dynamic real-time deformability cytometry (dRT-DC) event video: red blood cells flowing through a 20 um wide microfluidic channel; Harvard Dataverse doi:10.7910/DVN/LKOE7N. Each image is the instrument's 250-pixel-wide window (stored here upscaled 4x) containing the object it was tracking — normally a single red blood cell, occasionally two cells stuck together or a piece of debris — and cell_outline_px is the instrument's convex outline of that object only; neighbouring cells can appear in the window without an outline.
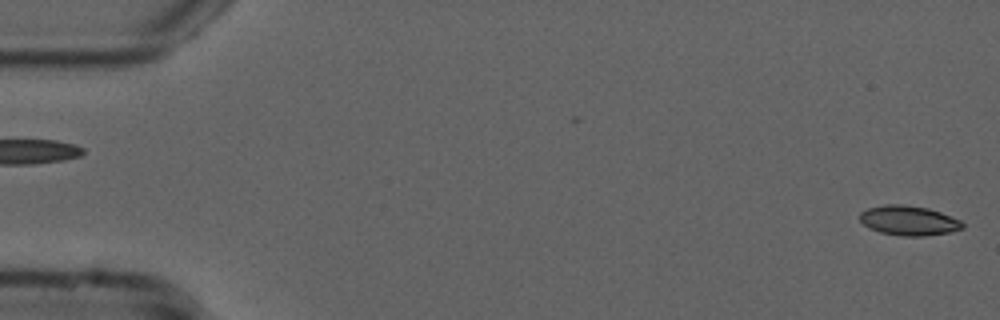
{"species": "common noctule bat (a hibernating species)", "species_latin": "Nyctalus noctula", "temperature_condition": "cold", "stored_images_in_passage": 54, "camera_frame_rate_fps": 3000, "um_per_image_px": 0.085, "animal": {"sex": "male", "forearm_length_mm": 52.5}, "frame": {"image": 1, "passage_image": 1, "time_ms": 0.0, "image_size_px": [1000, 320], "cell_outline_px": [[964, 228], [952, 232], [924, 236], [904, 236], [880, 232], [868, 228], [860, 220], [860, 212], [868, 208], [884, 204], [904, 204], [928, 208], [940, 212], [960, 220], [964, 224]], "centroid_in_image_um": [77.25, 18.74], "position_along_channel_um": 7.8, "area_um2": 17.86}}
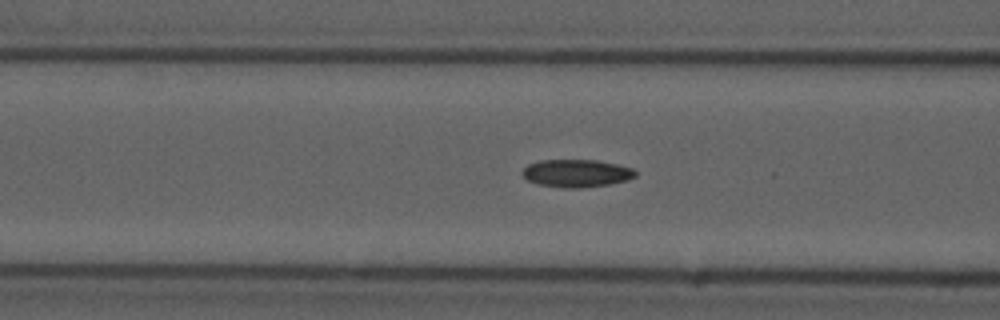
{"frame": {"image": 2, "passage_image": 21, "time_ms": 6.667, "image_size_px": [1000, 320], "cell_outline_px": [[636, 176], [628, 180], [608, 184], [580, 188], [560, 188], [540, 184], [528, 180], [520, 172], [528, 164], [540, 160], [596, 160], [616, 164], [632, 168], [636, 172]], "centroid_in_image_um": [48.99, 14.72], "position_along_channel_um": 117.6, "area_um2": 18.21}}
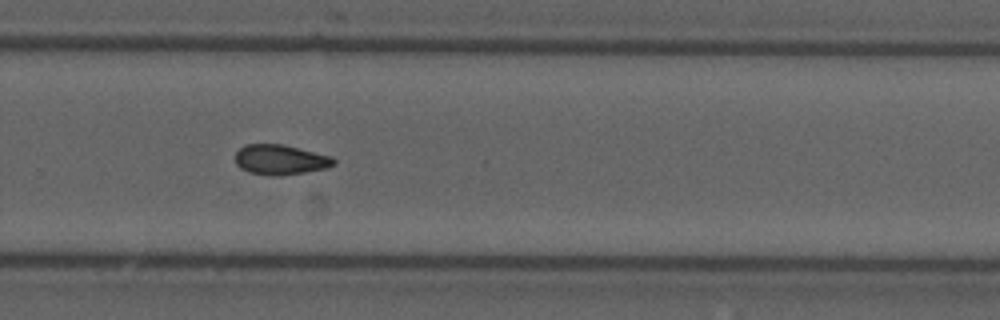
{"frame": {"image": 3, "passage_image": 36, "time_ms": 11.667, "image_size_px": [1000, 320], "cell_outline_px": [[336, 164], [328, 168], [280, 176], [276, 176], [248, 172], [240, 168], [236, 164], [236, 152], [244, 144], [280, 144], [332, 156], [336, 160]], "centroid_in_image_um": [23.84, 13.58], "position_along_channel_um": 306.0, "area_um2": 17.22}}